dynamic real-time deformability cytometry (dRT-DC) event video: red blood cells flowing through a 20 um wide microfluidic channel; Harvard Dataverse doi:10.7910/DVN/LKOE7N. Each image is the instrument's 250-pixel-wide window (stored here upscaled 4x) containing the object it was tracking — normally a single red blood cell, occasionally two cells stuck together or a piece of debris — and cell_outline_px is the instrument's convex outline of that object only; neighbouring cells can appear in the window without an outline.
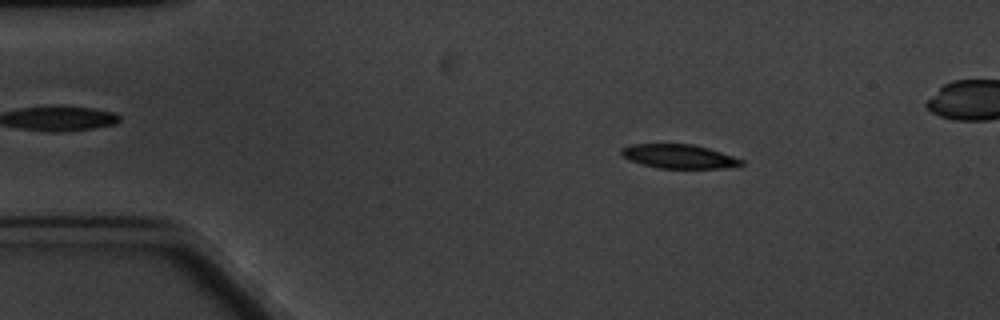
{"species": "common noctule bat (a hibernating species)", "species_latin": "Nyctalus noctula", "temperature_condition": "cold", "stored_images_in_passage": 5, "camera_frame_rate_fps": 3000, "um_per_image_px": 0.085, "animal": {"sex": "male", "body_mass_g": 20.1, "forearm_length_mm": 53.5}, "frame": {"image": 1, "passage_image": 2, "time_ms": 2.0, "image_size_px": [1000, 320], "cell_outline_px": [[744, 164], [720, 168], [660, 168], [644, 164], [632, 160], [624, 156], [620, 152], [620, 148], [632, 144], [692, 144], [708, 148], [744, 160]], "centroid_in_image_um": [57.71, 13.28], "position_along_channel_um": 27.3, "area_um2": 16.42}}